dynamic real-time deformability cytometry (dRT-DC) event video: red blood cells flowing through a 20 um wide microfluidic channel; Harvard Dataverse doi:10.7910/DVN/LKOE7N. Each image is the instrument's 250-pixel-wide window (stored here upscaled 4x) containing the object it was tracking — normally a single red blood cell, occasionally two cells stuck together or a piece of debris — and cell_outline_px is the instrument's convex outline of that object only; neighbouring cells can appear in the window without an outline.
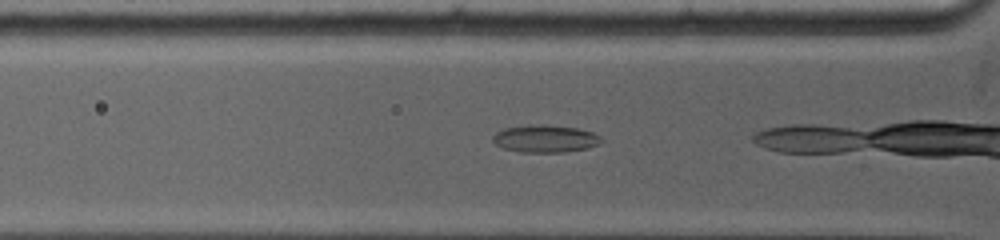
{"species": "common noctule bat (a hibernating species)", "species_latin": "Nyctalus noctula", "temperature_condition": "warm", "stored_images_in_passage": 20, "camera_frame_rate_fps": 5000, "um_per_image_px": 0.085, "animal": {"sex": "female", "body_mass_g": 19.0, "forearm_length_mm": 53.3}, "frame": {"image": 1, "passage_image": 6, "time_ms": 0.8, "image_size_px": [1000, 240], "cell_outline_px": [[604, 140], [588, 148], [564, 152], [520, 152], [504, 148], [496, 144], [492, 140], [492, 136], [496, 132], [504, 128], [528, 124], [540, 124], [576, 128], [592, 132], [600, 136]], "centroid_in_image_um": [46.31, 11.78], "position_along_channel_um": 79.5, "area_um2": 17.34}}
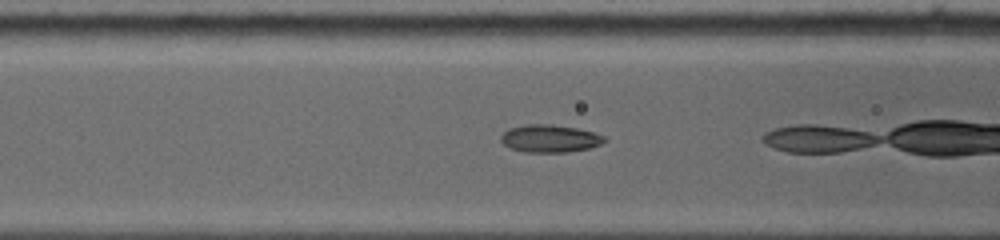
{"frame": {"image": 2, "passage_image": 12, "time_ms": 1.8, "image_size_px": [1000, 240], "cell_outline_px": [[608, 140], [600, 144], [588, 148], [568, 152], [524, 152], [508, 148], [500, 140], [500, 136], [508, 128], [524, 124], [552, 124], [576, 128], [592, 132], [604, 136]], "centroid_in_image_um": [46.69, 11.77], "position_along_channel_um": 119.9, "area_um2": 16.76}}